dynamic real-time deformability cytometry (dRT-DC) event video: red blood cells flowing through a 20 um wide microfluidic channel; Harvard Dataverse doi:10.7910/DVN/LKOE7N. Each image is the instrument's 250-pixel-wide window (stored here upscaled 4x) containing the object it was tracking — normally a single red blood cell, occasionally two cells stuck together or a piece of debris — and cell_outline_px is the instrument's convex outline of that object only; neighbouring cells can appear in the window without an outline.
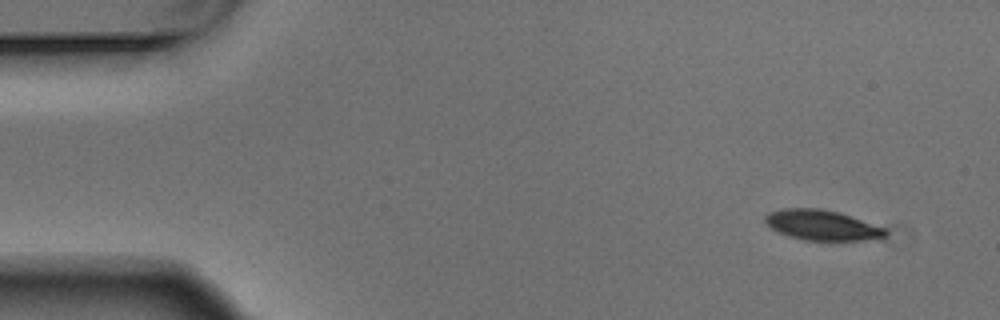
{"species": "Egyptian fruit bat (a non-hibernating species)", "species_latin": "Rousettus aegyptiacus", "temperature_condition": "warm", "stored_images_in_passage": 4, "camera_frame_rate_fps": 3000, "um_per_image_px": 0.085, "animal": {"sex": "male"}, "frame": {"image": 1, "passage_image": 1, "time_ms": 0.0, "image_size_px": [1000, 320], "cell_outline_px": [[888, 232], [880, 240], [804, 240], [788, 236], [772, 228], [764, 220], [764, 216], [768, 212], [784, 208], [820, 208], [840, 212], [884, 228]], "centroid_in_image_um": [69.88, 19.13], "position_along_channel_um": 15.1, "area_um2": 21.21}}
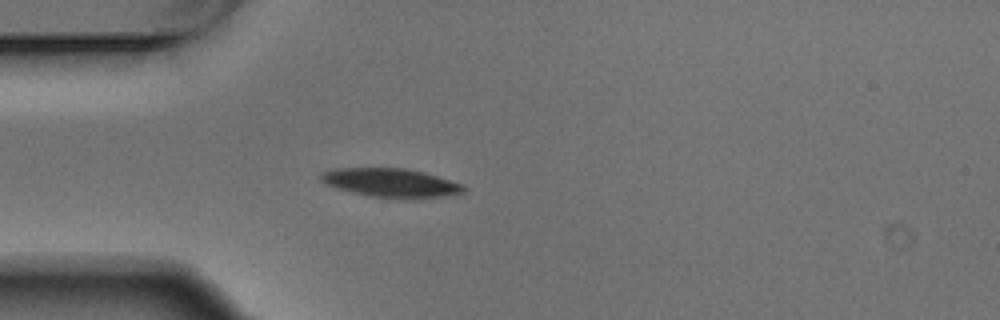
{"frame": {"image": 2, "passage_image": 4, "time_ms": 1.0, "image_size_px": [1000, 320], "cell_outline_px": [[468, 188], [464, 192], [452, 196], [368, 196], [336, 188], [320, 180], [320, 172], [332, 168], [404, 168], [424, 172], [464, 184]], "centroid_in_image_um": [33.22, 15.5], "position_along_channel_um": 51.8, "area_um2": 23.41}}